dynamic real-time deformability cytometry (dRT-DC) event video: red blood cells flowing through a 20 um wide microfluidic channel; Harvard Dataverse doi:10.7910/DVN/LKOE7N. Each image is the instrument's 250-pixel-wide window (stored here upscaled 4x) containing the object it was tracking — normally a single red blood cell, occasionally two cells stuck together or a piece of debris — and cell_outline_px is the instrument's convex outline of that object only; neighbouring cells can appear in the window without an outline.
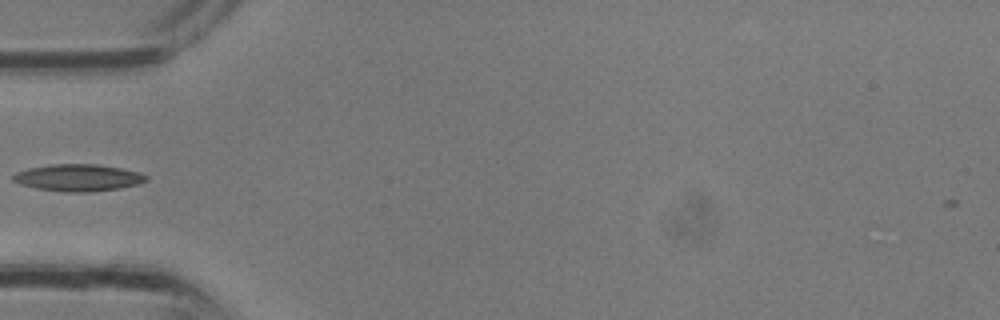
{"species": "common noctule bat (a hibernating species)", "species_latin": "Nyctalus noctula", "temperature_condition": "room temperature", "stored_images_in_passage": 3, "camera_frame_rate_fps": 3000, "um_per_image_px": 0.085, "animal": {"sex": "male", "body_mass_g": 13.3}, "frame": {"image": 1, "passage_image": 3, "time_ms": 0.667, "image_size_px": [1000, 320], "cell_outline_px": [[148, 180], [140, 184], [120, 188], [92, 192], [68, 192], [36, 188], [20, 184], [12, 180], [12, 176], [16, 172], [28, 168], [52, 164], [96, 164], [120, 168], [140, 172], [148, 176]], "centroid_in_image_um": [6.67, 15.1], "position_along_channel_um": 78.3, "area_um2": 20.98}}